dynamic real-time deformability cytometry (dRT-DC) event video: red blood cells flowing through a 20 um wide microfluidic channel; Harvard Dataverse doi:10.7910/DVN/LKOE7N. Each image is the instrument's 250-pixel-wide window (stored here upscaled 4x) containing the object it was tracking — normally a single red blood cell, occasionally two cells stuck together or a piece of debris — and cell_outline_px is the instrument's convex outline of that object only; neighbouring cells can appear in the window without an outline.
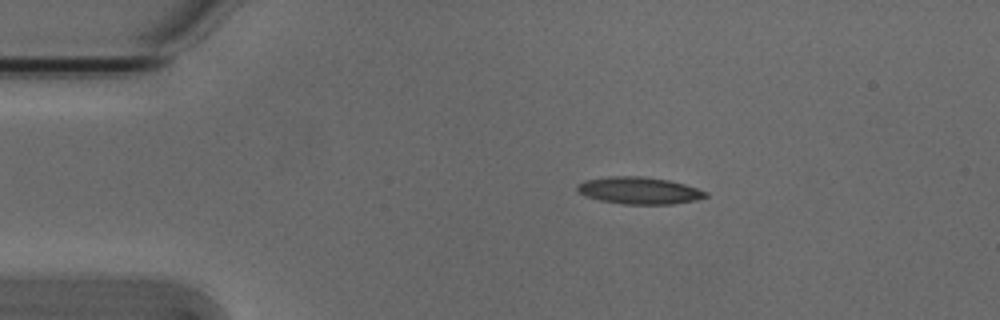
{"species": "Egyptian fruit bat (a non-hibernating species)", "species_latin": "Rousettus aegyptiacus", "temperature_condition": "cold", "stored_images_in_passage": 52, "camera_frame_rate_fps": 3000, "um_per_image_px": 0.085, "animal": {"sex": "male"}, "frame": {"image": 1, "passage_image": 9, "time_ms": 2.667, "image_size_px": [1000, 320], "cell_outline_px": [[708, 196], [696, 200], [672, 204], [624, 204], [600, 200], [584, 196], [576, 188], [576, 184], [584, 180], [608, 176], [644, 176], [668, 180], [684, 184], [708, 192]], "centroid_in_image_um": [54.3, 16.19], "position_along_channel_um": 30.7, "area_um2": 20.29}}
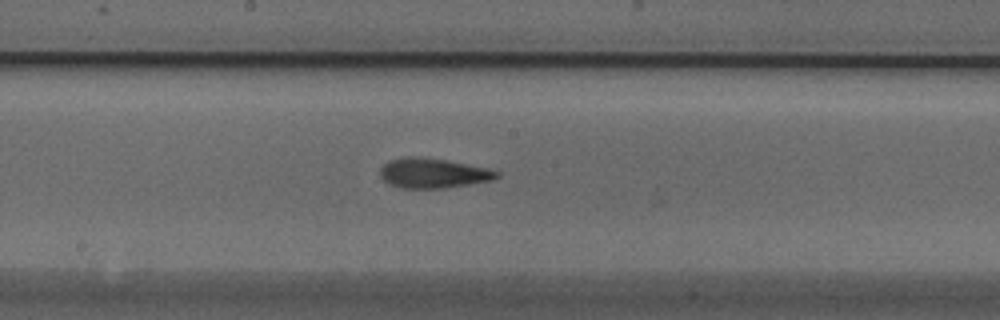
{"frame": {"image": 2, "passage_image": 27, "time_ms": 8.667, "image_size_px": [1000, 320], "cell_outline_px": [[500, 176], [492, 180], [444, 188], [400, 188], [384, 180], [380, 176], [380, 168], [388, 160], [404, 156], [420, 156], [448, 160], [488, 168], [500, 172]], "centroid_in_image_um": [36.8, 14.7], "position_along_channel_um": 211.4, "area_um2": 20.4}}
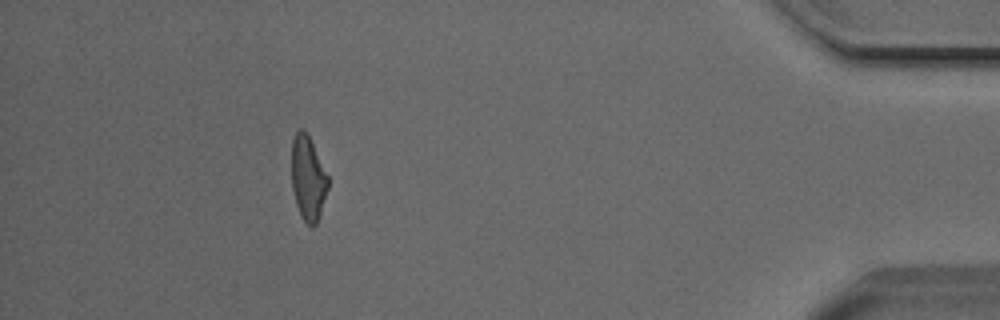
{"frame": {"image": 3, "passage_image": 47, "time_ms": 15.333, "image_size_px": [1000, 320], "cell_outline_px": [[328, 188], [316, 224], [312, 228], [300, 216], [296, 204], [292, 188], [292, 140], [296, 132], [300, 128], [304, 128], [328, 176]], "centroid_in_image_um": [26.16, 15.16], "position_along_channel_um": 409.0, "area_um2": 17.63}, "authors_computed_cell_mechanics": {"area_um2": 19.2474, "velocity_mm_per_s": 3.8427, "shape_relaxation_time_tau1_ms": 3.706, "shape_relaxation_time_tau2_ms": 3.647, "deformation_change_tau1": 0.1447, "deformation_change_tau2": 0.1198}}